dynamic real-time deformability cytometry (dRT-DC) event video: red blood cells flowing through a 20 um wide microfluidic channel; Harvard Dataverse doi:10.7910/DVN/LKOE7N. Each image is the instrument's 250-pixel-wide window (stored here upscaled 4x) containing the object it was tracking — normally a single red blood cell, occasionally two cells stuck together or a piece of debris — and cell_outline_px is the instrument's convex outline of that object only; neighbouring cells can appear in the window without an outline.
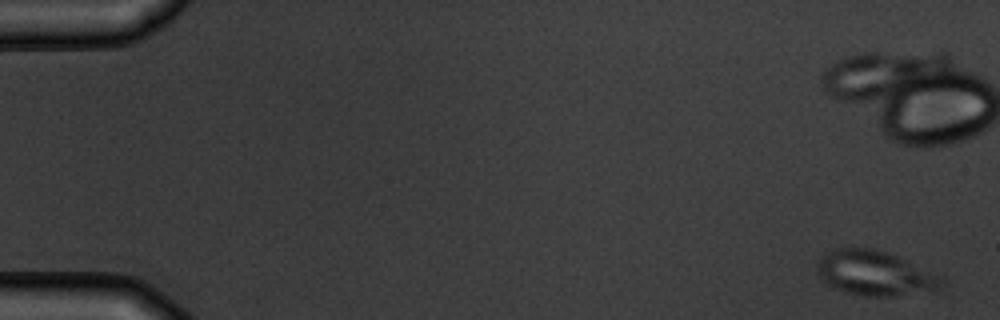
{"species": "common noctule bat (a hibernating species)", "species_latin": "Nyctalus noctula", "temperature_condition": "warm", "stored_images_in_passage": 7, "camera_frame_rate_fps": 3000, "um_per_image_px": 0.085, "animal": {"sex": "male", "body_mass_g": 19.5, "forearm_length_mm": 54.6}, "frame": {"image": 1, "passage_image": 1, "time_ms": 0.0, "image_size_px": [1000, 320], "cell_outline_px": [[948, 280], [940, 288], [932, 292], [892, 296], [864, 296], [832, 288], [820, 280], [816, 264], [820, 256], [836, 248], [876, 248], [888, 252], [944, 276]], "centroid_in_image_um": [74.42, 23.23], "position_along_channel_um": 10.6, "area_um2": 33.18}}